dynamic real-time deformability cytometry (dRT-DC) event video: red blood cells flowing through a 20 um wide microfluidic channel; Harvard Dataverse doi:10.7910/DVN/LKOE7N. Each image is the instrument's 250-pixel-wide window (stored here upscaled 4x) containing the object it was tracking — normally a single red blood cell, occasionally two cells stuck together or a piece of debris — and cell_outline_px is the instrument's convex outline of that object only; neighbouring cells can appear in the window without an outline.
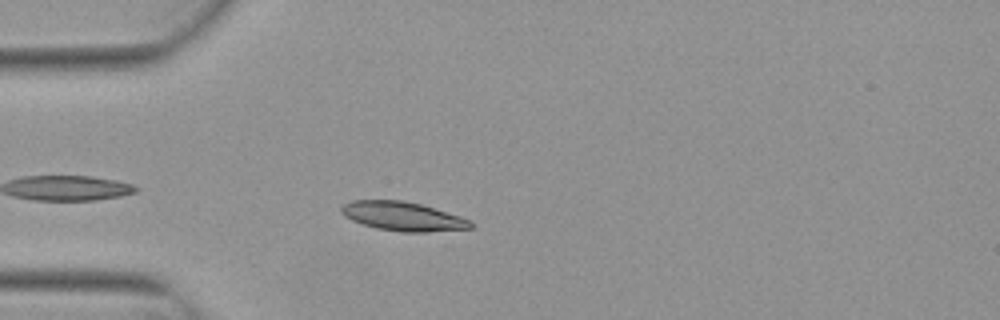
{"species": "Egyptian fruit bat (a non-hibernating species)", "species_latin": "Rousettus aegyptiacus", "temperature_condition": "warm", "stored_images_in_passage": 12, "camera_frame_rate_fps": 3000, "um_per_image_px": 0.085, "animal": {"sex": "female"}, "frame": {"image": 1, "passage_image": 4, "time_ms": 1.0, "image_size_px": [1000, 320], "cell_outline_px": [[472, 228], [428, 232], [400, 232], [376, 228], [352, 220], [344, 216], [340, 212], [340, 208], [344, 204], [352, 200], [400, 200], [420, 204], [460, 216], [472, 220]], "centroid_in_image_um": [34.23, 18.39], "position_along_channel_um": 50.8, "area_um2": 21.79}}
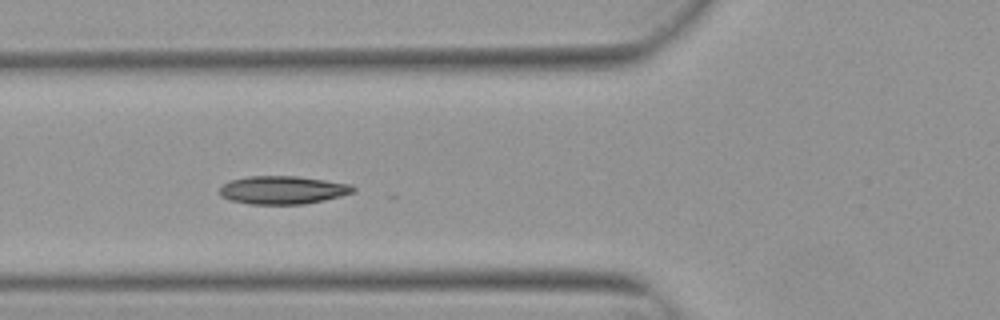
{"frame": {"image": 2, "passage_image": 9, "time_ms": 2.667, "image_size_px": [1000, 320], "cell_outline_px": [[356, 192], [324, 200], [304, 204], [248, 204], [228, 200], [220, 196], [220, 188], [228, 180], [248, 176], [296, 176], [352, 184], [356, 188]], "centroid_in_image_um": [24.02, 16.15], "position_along_channel_um": 101.8, "area_um2": 22.08}}